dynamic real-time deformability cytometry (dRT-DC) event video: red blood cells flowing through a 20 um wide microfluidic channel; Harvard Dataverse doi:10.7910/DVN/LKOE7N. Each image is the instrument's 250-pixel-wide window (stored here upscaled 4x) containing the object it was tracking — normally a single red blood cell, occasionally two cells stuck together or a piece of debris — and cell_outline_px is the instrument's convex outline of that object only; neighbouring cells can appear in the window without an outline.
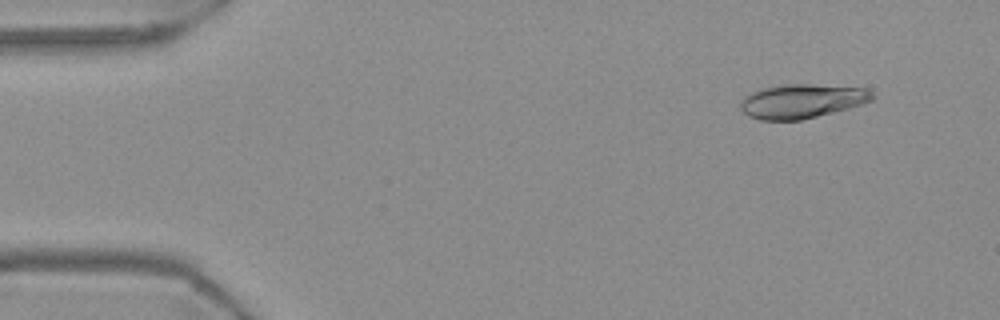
{"species": "Egyptian fruit bat (a non-hibernating species)", "species_latin": "Rousettus aegyptiacus", "temperature_condition": "warm", "stored_images_in_passage": 54, "camera_frame_rate_fps": 3000, "um_per_image_px": 0.085, "frame": {"image": 1, "passage_image": 5, "time_ms": 1.333, "image_size_px": [1000, 320], "cell_outline_px": [[876, 96], [872, 100], [848, 108], [800, 120], [760, 120], [748, 116], [740, 108], [740, 100], [744, 96], [756, 88], [788, 84], [812, 84], [864, 88], [872, 92]], "centroid_in_image_um": [68.09, 8.58], "position_along_channel_um": 16.9, "area_um2": 26.3}}
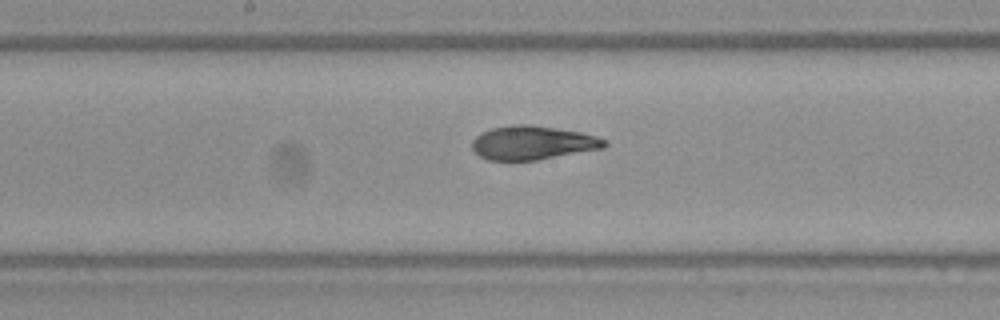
{"frame": {"image": 2, "passage_image": 28, "time_ms": 9.0, "image_size_px": [1000, 320], "cell_outline_px": [[608, 144], [604, 148], [536, 160], [488, 160], [480, 156], [472, 148], [472, 140], [480, 132], [492, 128], [512, 124], [532, 124], [580, 132], [596, 136], [608, 140]], "centroid_in_image_um": [45.28, 12.12], "position_along_channel_um": 202.9, "area_um2": 26.18}}
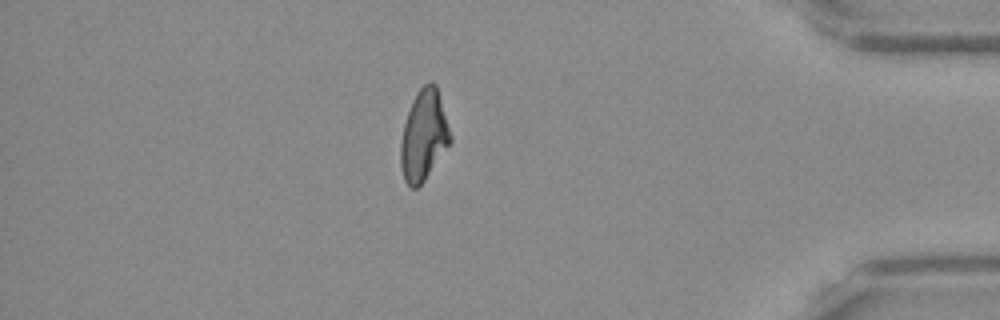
{"frame": {"image": 3, "passage_image": 47, "time_ms": 15.333, "image_size_px": [1000, 320], "cell_outline_px": [[452, 144], [424, 180], [416, 188], [412, 188], [404, 180], [400, 164], [400, 144], [404, 124], [412, 100], [416, 92], [424, 84], [432, 80], [436, 84], [452, 136]], "centroid_in_image_um": [36.04, 11.51], "position_along_channel_um": 399.2, "area_um2": 26.41}, "authors_computed_cell_mechanics": {"area_um2": 26.3857, "velocity_mm_per_s": 3.7101, "shape_relaxation_time_tau1_ms": 7.7805, "shape_relaxation_time_tau2_ms": 1.617, "deformation_change_tau1": 0.2494, "deformation_change_tau2": 0.0769}}